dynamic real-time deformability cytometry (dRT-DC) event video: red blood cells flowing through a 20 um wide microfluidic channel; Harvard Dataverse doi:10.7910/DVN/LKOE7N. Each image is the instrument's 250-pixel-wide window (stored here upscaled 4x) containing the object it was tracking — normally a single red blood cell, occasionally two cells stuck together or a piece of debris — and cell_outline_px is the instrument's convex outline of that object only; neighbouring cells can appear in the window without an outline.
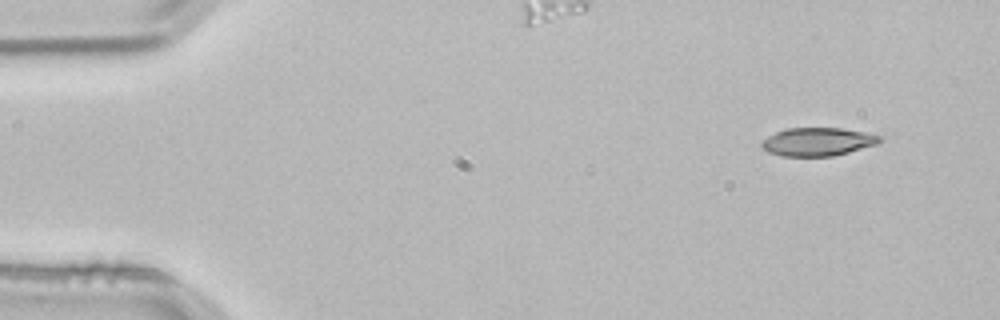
{"species": "common noctule bat (a hibernating species)", "species_latin": "Nyctalus noctula", "temperature_condition": "room temperature", "stored_images_in_passage": 3, "camera_frame_rate_fps": 3000, "um_per_image_px": 0.085, "animal": {"sex": "male", "body_mass_g": 21.5, "forearm_length_mm": 52.0}, "frame": {"image": 1, "passage_image": 1, "time_ms": 0.0, "image_size_px": [1000, 320], "cell_outline_px": [[884, 140], [880, 144], [832, 156], [780, 156], [768, 152], [760, 144], [768, 136], [784, 128], [840, 128], [864, 132], [880, 136]], "centroid_in_image_um": [69.53, 12.05], "position_along_channel_um": 15.5, "area_um2": 19.48}}